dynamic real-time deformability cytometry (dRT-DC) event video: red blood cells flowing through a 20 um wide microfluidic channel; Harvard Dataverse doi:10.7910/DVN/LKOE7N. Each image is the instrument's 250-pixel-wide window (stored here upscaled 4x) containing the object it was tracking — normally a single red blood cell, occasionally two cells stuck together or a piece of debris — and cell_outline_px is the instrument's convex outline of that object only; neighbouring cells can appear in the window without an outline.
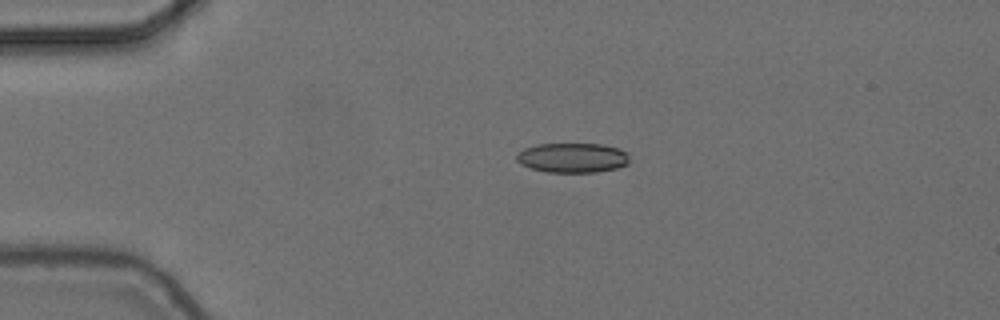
{"species": "common noctule bat (a hibernating species)", "species_latin": "Nyctalus noctula", "temperature_condition": "cold", "stored_images_in_passage": 4, "camera_frame_rate_fps": 3000, "um_per_image_px": 0.085, "animal": {"sex": "female", "body_mass_g": 24.6, "forearm_length_mm": 56.2}, "frame": {"image": 1, "passage_image": 3, "time_ms": 0.667, "image_size_px": [1000, 320], "cell_outline_px": [[628, 164], [616, 168], [596, 172], [548, 172], [532, 168], [520, 164], [516, 160], [516, 156], [524, 148], [536, 144], [600, 144], [620, 148], [628, 152]], "centroid_in_image_um": [48.67, 13.4], "position_along_channel_um": 36.3, "area_um2": 19.54}}